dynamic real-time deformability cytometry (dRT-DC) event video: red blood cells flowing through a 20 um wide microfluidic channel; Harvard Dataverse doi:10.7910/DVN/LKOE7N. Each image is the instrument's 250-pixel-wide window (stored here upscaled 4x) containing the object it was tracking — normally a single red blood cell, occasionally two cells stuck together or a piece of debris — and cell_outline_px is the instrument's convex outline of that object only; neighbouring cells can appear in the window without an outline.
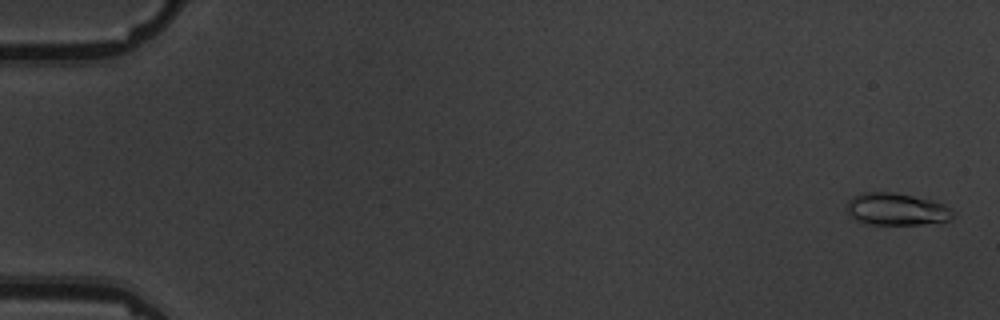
{"species": "common noctule bat (a hibernating species)", "species_latin": "Nyctalus noctula", "temperature_condition": "warm", "stored_images_in_passage": 6, "camera_frame_rate_fps": 3000, "um_per_image_px": 0.085, "animal": {"sex": "male", "body_mass_g": 19.5, "forearm_length_mm": 54.6}, "frame": {"image": 1, "passage_image": 1, "time_ms": 0.0, "image_size_px": [1000, 320], "cell_outline_px": [[956, 216], [948, 220], [920, 224], [864, 224], [856, 220], [848, 212], [848, 200], [852, 196], [864, 192], [892, 192], [932, 200], [944, 204], [952, 208], [956, 212]], "centroid_in_image_um": [76.23, 17.78], "position_along_channel_um": 8.8, "area_um2": 19.94}}